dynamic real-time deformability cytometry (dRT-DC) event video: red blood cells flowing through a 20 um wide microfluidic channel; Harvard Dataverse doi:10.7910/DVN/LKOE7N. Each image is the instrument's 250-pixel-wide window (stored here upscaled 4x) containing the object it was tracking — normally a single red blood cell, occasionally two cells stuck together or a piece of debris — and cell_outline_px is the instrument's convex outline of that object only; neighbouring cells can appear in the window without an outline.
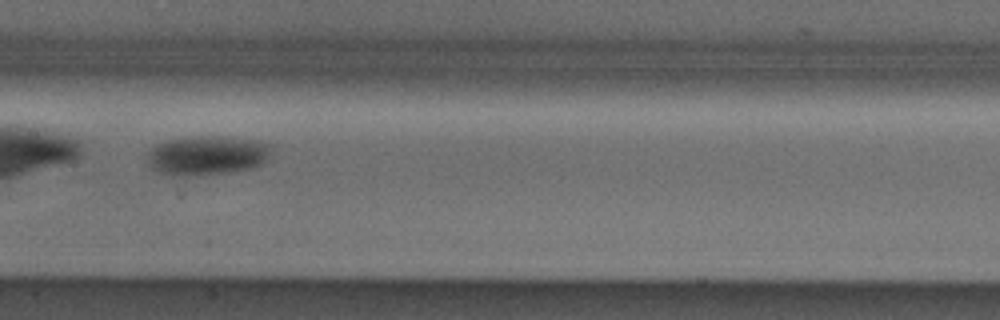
{"species": "Egyptian fruit bat (a non-hibernating species)", "species_latin": "Rousettus aegyptiacus", "temperature_condition": "cold", "stored_images_in_passage": 50, "camera_frame_rate_fps": 3000, "um_per_image_px": 0.085, "animal": {"sex": "male"}, "frame": {"image": 1, "passage_image": 25, "time_ms": 8.0, "image_size_px": [1000, 320], "cell_outline_px": [[272, 144], [264, 160], [260, 164], [248, 168], [228, 172], [196, 176], [172, 176], [156, 172], [152, 168], [148, 160], [148, 152], [152, 148], [168, 140], [192, 136], [220, 136], [256, 140]], "centroid_in_image_um": [17.55, 13.21], "position_along_channel_um": 189.9, "area_um2": 28.21}}
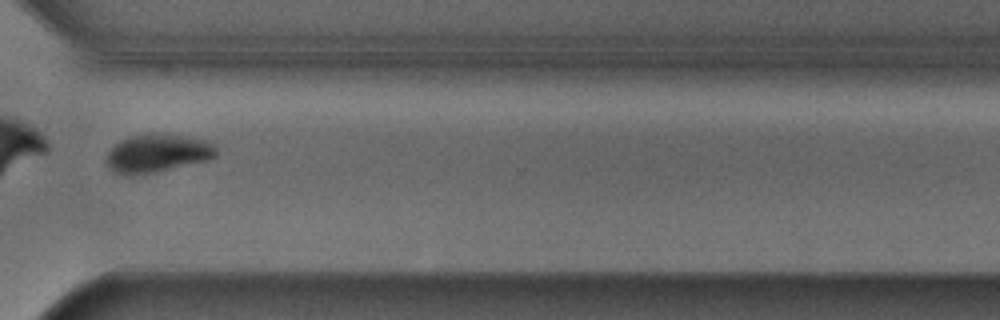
{"frame": {"image": 2, "passage_image": 38, "time_ms": 12.333, "image_size_px": [1000, 320], "cell_outline_px": [[216, 156], [208, 160], [156, 172], [128, 176], [112, 172], [104, 160], [108, 152], [120, 140], [132, 136], [148, 132], [168, 132], [192, 136], [212, 140], [216, 144]], "centroid_in_image_um": [13.42, 12.99], "position_along_channel_um": 357.2, "area_um2": 25.43}, "authors_computed_cell_mechanics": {"area_um2": 29.1023, "velocity_mm_per_s": 3.8597, "shape_relaxation_time_tau1_ms": 1.4001, "shape_relaxation_time_tau2_ms": null, "deformation_change_tau1": 0.0941, "deformation_change_tau2": null}}